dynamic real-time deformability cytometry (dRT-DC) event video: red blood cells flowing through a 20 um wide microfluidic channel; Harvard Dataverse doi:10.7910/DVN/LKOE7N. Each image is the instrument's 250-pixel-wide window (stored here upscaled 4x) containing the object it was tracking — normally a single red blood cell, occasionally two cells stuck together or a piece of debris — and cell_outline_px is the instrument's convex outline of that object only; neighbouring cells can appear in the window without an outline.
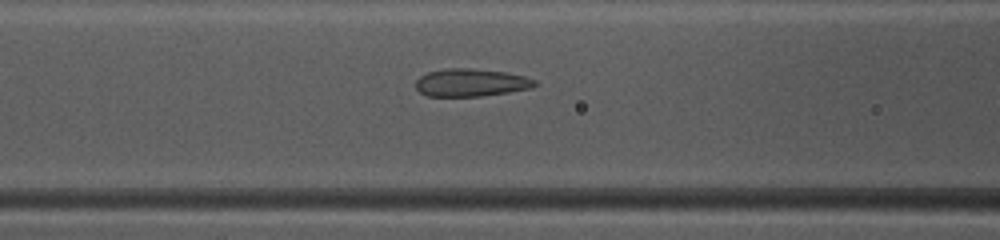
{"species": "common noctule bat (a hibernating species)", "species_latin": "Nyctalus noctula", "temperature_condition": "warm", "stored_images_in_passage": 48, "camera_frame_rate_fps": 3000, "um_per_image_px": 0.085, "animal": {"sex": "female", "body_mass_g": 10.0, "forearm_length_mm": 53.1}, "frame": {"image": 1, "passage_image": 20, "time_ms": 6.333, "image_size_px": [1000, 240], "cell_outline_px": [[536, 84], [532, 88], [508, 92], [480, 96], [428, 96], [420, 92], [416, 88], [416, 80], [420, 76], [428, 72], [448, 68], [468, 68], [504, 72], [524, 76], [536, 80]], "centroid_in_image_um": [40.02, 7.02], "position_along_channel_um": 126.6, "area_um2": 19.07}}
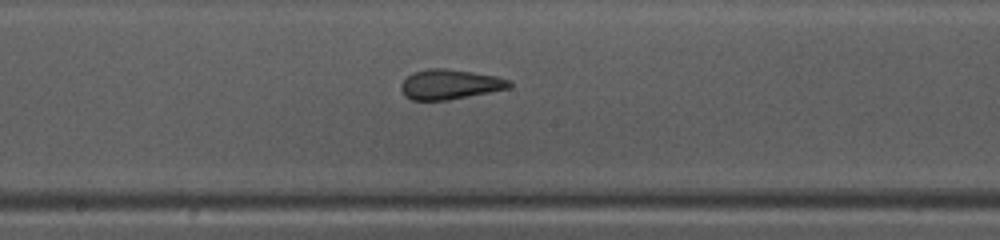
{"frame": {"image": 2, "passage_image": 26, "time_ms": 8.333, "image_size_px": [1000, 240], "cell_outline_px": [[512, 84], [508, 88], [448, 100], [412, 100], [404, 96], [400, 88], [400, 84], [412, 72], [428, 68], [448, 68], [496, 76], [512, 80]], "centroid_in_image_um": [38.21, 7.16], "position_along_channel_um": 210.0, "area_um2": 18.9}}
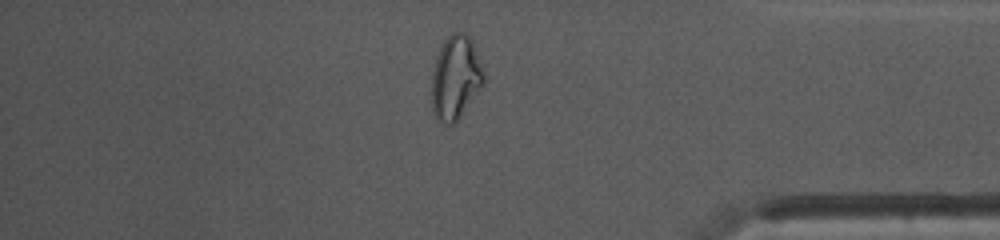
{"frame": {"image": 3, "passage_image": 41, "time_ms": 13.333, "image_size_px": [1000, 240], "cell_outline_px": [[484, 84], [460, 116], [452, 124], [448, 124], [436, 120], [432, 112], [432, 72], [436, 56], [444, 40], [452, 32], [460, 32], [468, 36], [472, 40], [484, 72]], "centroid_in_image_um": [38.71, 6.6], "position_along_channel_um": 396.5, "area_um2": 25.32}, "authors_computed_cell_mechanics": {"area_um2": 21.5883, "velocity_mm_per_s": 4.1497, "shape_relaxation_time_tau1_ms": null, "shape_relaxation_time_tau2_ms": 1.1277, "deformation_change_tau1": null, "deformation_change_tau2": 0.0563}}